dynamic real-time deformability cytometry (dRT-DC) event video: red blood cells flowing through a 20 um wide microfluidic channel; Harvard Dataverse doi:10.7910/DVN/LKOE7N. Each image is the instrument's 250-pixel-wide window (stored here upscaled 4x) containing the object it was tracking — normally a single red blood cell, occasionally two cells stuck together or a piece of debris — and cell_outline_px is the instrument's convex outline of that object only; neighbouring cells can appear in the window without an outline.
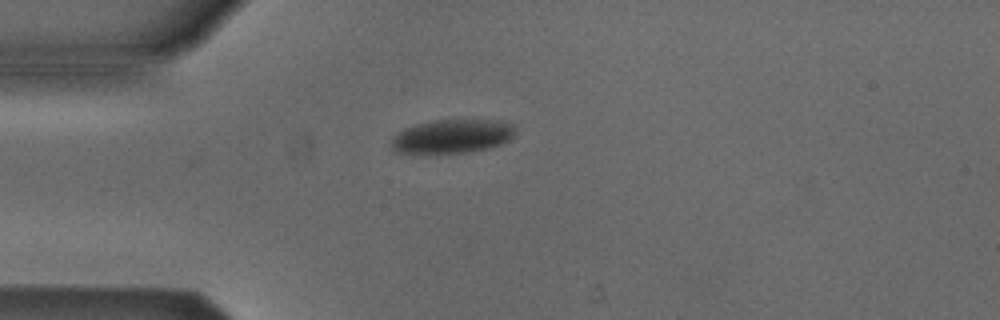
{"species": "Egyptian fruit bat (a non-hibernating species)", "species_latin": "Rousettus aegyptiacus", "temperature_condition": "cold", "stored_images_in_passage": 1, "camera_frame_rate_fps": 3000, "um_per_image_px": 0.085, "animal": {"sex": "male"}, "frame": {"image": 1, "passage_image": 1, "time_ms": 0.0, "image_size_px": [1000, 320], "cell_outline_px": [[512, 136], [508, 140], [500, 144], [484, 148], [464, 152], [428, 156], [424, 156], [392, 152], [392, 140], [404, 128], [416, 124], [432, 120], [500, 120], [512, 124]], "centroid_in_image_um": [38.32, 11.63], "position_along_channel_um": 46.7, "area_um2": 24.74}}